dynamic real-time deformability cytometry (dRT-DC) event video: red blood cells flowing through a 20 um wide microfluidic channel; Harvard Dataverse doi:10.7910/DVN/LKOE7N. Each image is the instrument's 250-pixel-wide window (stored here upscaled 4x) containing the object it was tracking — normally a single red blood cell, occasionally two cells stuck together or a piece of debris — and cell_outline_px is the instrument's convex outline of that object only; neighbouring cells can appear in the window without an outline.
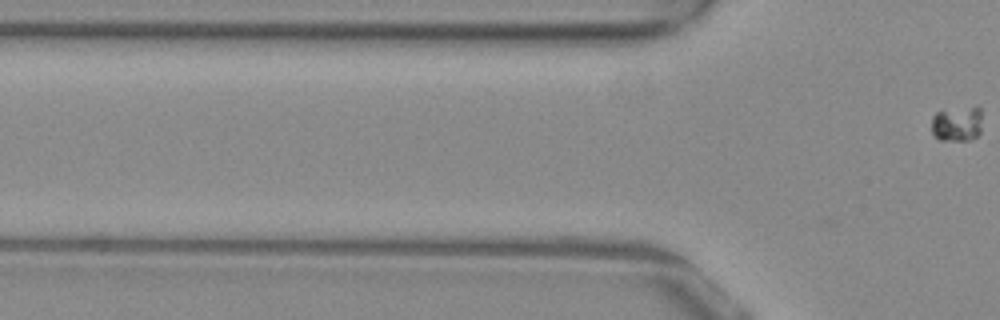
{"species": "common noctule bat (a hibernating species)", "species_latin": "Nyctalus noctula", "temperature_condition": "warm", "stored_images_in_passage": 2, "camera_frame_rate_fps": 3000, "um_per_image_px": 0.085, "animal": {"sex": "female", "body_mass_g": 29.2, "forearm_length_mm": 56.3}, "frame": {"image": 1, "passage_image": 2, "time_ms": 0.333, "image_size_px": [1000, 320], "cell_outline_px": [[980, 132], [976, 136], [968, 140], [940, 140], [932, 132], [932, 116], [940, 108], [976, 104], [980, 108]], "centroid_in_image_um": [81.33, 10.43], "position_along_channel_um": 44.5, "area_um2": 10.92}}